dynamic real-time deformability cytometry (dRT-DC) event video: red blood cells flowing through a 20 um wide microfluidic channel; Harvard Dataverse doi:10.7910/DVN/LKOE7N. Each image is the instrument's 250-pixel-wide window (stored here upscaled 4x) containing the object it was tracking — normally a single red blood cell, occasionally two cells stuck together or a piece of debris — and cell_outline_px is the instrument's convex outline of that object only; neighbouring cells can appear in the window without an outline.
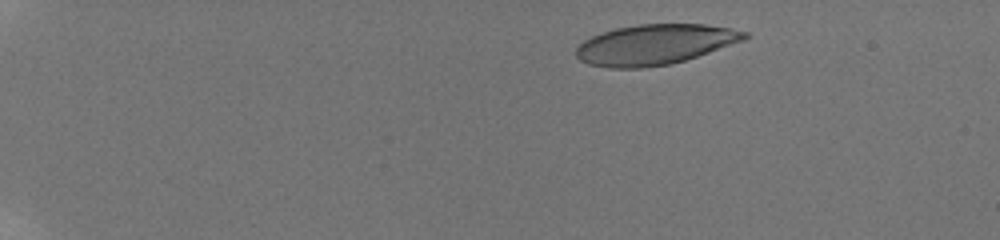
{"species": "human", "species_latin": "Homo sapiens", "temperature_condition": "room temperature", "stored_images_in_passage": 38, "camera_frame_rate_fps": 3000, "um_per_image_px": 0.085, "donor": {"sex": "male"}, "frame": {"image": 1, "passage_image": 5, "time_ms": 1.667, "image_size_px": [1000, 240], "cell_outline_px": [[752, 36], [744, 40], [684, 60], [668, 64], [640, 68], [608, 68], [588, 64], [580, 60], [576, 56], [576, 48], [584, 40], [592, 36], [616, 28], [636, 24], [704, 24], [732, 28], [748, 32]], "centroid_in_image_um": [55.67, 3.77], "position_along_channel_um": 29.3, "area_um2": 39.36}}
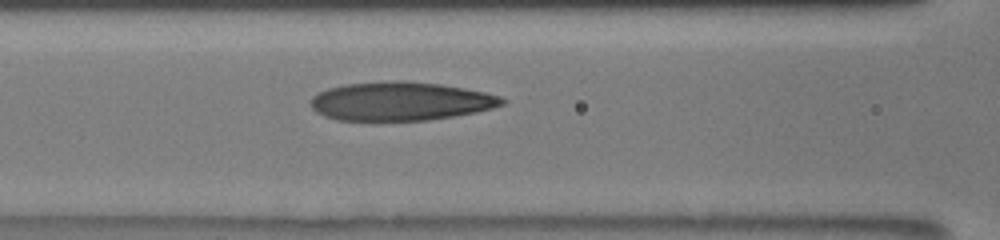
{"frame": {"image": 2, "passage_image": 18, "time_ms": 7.667, "image_size_px": [1000, 240], "cell_outline_px": [[508, 100], [504, 104], [492, 108], [476, 112], [428, 120], [336, 120], [324, 116], [316, 112], [308, 104], [312, 96], [328, 88], [344, 84], [388, 80], [404, 80], [440, 84], [464, 88], [484, 92], [500, 96]], "centroid_in_image_um": [34.02, 8.59], "position_along_channel_um": 132.6, "area_um2": 43.35}}
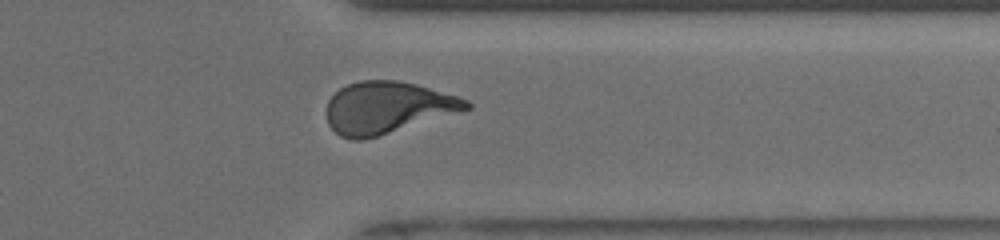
{"frame": {"image": 3, "passage_image": 32, "time_ms": 14.0, "image_size_px": [1000, 240], "cell_outline_px": [[472, 108], [364, 140], [352, 140], [340, 136], [328, 124], [328, 100], [340, 88], [348, 84], [360, 80], [400, 80], [416, 84], [456, 96], [468, 100], [472, 104]], "centroid_in_image_um": [32.92, 9.14], "position_along_channel_um": 378.5, "area_um2": 41.85}, "authors_computed_cell_mechanics": {"area_um2": 41.905, "velocity_mm_per_s": 3.8862, "shape_relaxation_time_tau1_ms": 7.0776, "shape_relaxation_time_tau2_ms": 1.3736, "deformation_change_tau1": 0.2683, "deformation_change_tau2": 0.1015}}